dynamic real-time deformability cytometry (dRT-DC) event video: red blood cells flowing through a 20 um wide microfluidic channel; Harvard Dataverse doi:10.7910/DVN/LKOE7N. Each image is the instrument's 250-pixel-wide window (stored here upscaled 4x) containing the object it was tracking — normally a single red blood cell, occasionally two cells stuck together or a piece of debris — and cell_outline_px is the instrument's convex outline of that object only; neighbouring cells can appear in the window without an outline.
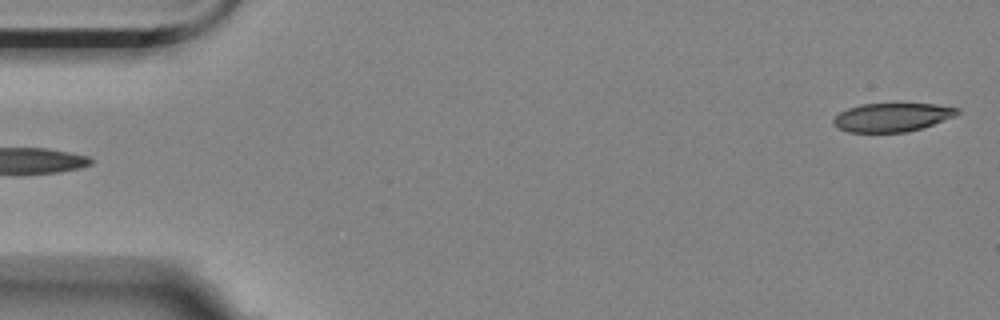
{"species": "Egyptian fruit bat (a non-hibernating species)", "species_latin": "Rousettus aegyptiacus", "temperature_condition": "room temperature", "stored_images_in_passage": 56, "camera_frame_rate_fps": 3000, "um_per_image_px": 0.085, "animal": {"sex": "female"}, "frame": {"image": 1, "passage_image": 1, "time_ms": 0.0, "image_size_px": [1000, 320], "cell_outline_px": [[960, 112], [956, 116], [920, 128], [904, 132], [848, 132], [836, 128], [832, 120], [840, 112], [848, 108], [860, 104], [936, 104], [960, 108]], "centroid_in_image_um": [75.82, 9.96], "position_along_channel_um": 9.2, "area_um2": 20.58}}
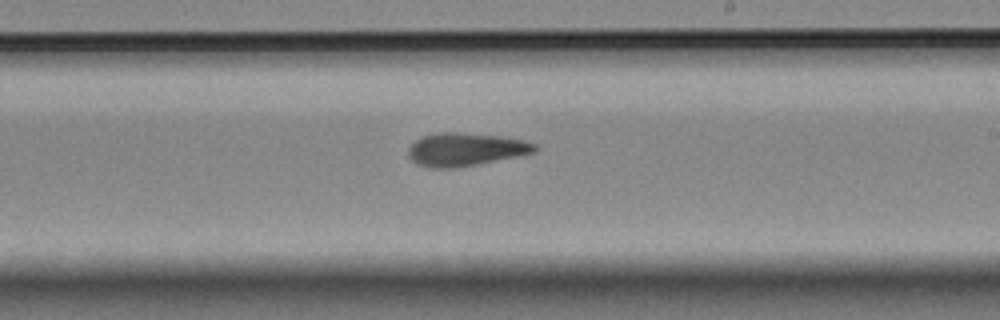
{"frame": {"image": 2, "passage_image": 32, "time_ms": 10.333, "image_size_px": [1000, 320], "cell_outline_px": [[536, 148], [532, 152], [476, 164], [452, 168], [428, 168], [416, 164], [408, 156], [408, 148], [420, 136], [436, 132], [456, 132], [500, 136], [524, 140], [536, 144]], "centroid_in_image_um": [39.46, 12.69], "position_along_channel_um": 249.5, "area_um2": 24.1}}
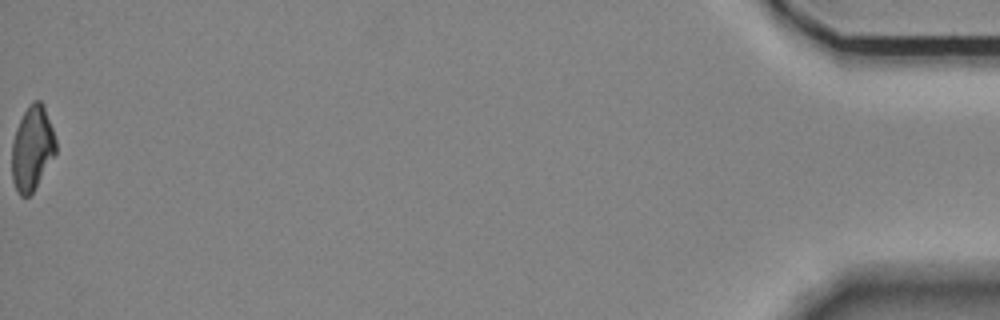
{"frame": {"image": 3, "passage_image": 56, "time_ms": 18.333, "image_size_px": [1000, 320], "cell_outline_px": [[56, 152], [32, 192], [28, 196], [20, 196], [16, 192], [12, 180], [12, 140], [16, 128], [28, 104], [32, 100], [40, 100], [44, 104], [56, 140]], "centroid_in_image_um": [2.72, 12.58], "position_along_channel_um": 432.5, "area_um2": 21.56}, "authors_computed_cell_mechanics": {"area_um2": 23.3512, "velocity_mm_per_s": 3.536, "shape_relaxation_time_tau1_ms": 7.8223, "shape_relaxation_time_tau2_ms": 6.4758, "deformation_change_tau1": 0.1976, "deformation_change_tau2": 0.1566}}